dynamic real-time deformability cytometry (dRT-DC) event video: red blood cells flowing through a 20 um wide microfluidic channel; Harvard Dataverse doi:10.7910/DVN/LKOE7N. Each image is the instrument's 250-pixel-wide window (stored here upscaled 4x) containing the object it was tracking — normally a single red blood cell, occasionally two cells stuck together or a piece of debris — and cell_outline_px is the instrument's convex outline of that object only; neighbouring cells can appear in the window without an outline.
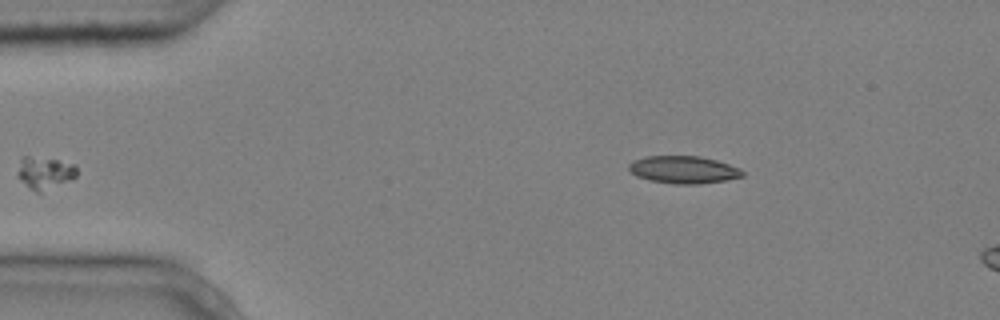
{"species": "common noctule bat (a hibernating species)", "species_latin": "Nyctalus noctula", "temperature_condition": "cold", "stored_images_in_passage": 5, "segment_of_instrument_passage": [2, 2], "camera_frame_rate_fps": 3000, "um_per_image_px": 0.085, "animal": {"sex": "male", "body_mass_g": 20.4}, "frame": {"image": 1, "passage_image": 5, "time_ms": 1.333, "image_size_px": [1000, 320], "cell_outline_px": [[744, 176], [728, 180], [700, 184], [672, 184], [648, 180], [636, 176], [628, 168], [628, 164], [632, 160], [644, 156], [700, 156], [716, 160], [740, 168], [744, 172]], "centroid_in_image_um": [58.09, 14.43], "position_along_channel_um": 26.9, "area_um2": 18.44}}